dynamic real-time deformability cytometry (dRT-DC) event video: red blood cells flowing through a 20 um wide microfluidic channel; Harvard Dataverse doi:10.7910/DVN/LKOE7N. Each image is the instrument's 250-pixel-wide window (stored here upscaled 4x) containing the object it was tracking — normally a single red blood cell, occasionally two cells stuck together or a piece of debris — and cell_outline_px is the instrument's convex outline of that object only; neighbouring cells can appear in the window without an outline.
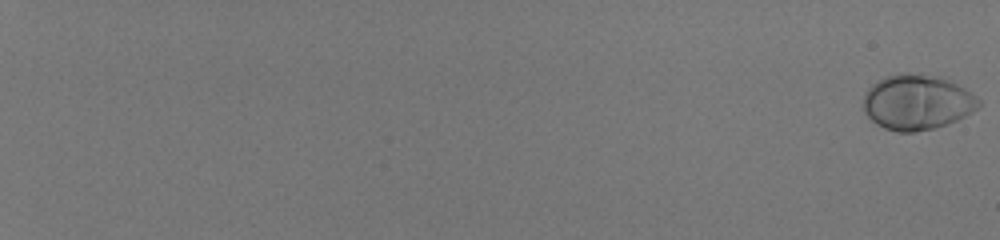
{"species": "human", "species_latin": "Homo sapiens", "temperature_condition": "room temperature", "stored_images_in_passage": 58, "camera_frame_rate_fps": 3000, "um_per_image_px": 0.085, "donor": {"sex": "male"}, "frame": {"image": 1, "passage_image": 1, "time_ms": 0.0, "image_size_px": [1000, 240], "cell_outline_px": [[980, 104], [972, 112], [956, 120], [936, 128], [916, 132], [896, 132], [884, 128], [876, 124], [864, 112], [864, 96], [868, 88], [872, 84], [888, 76], [904, 72], [920, 72], [948, 76], [976, 96], [980, 100]], "centroid_in_image_um": [77.98, 8.65], "position_along_channel_um": 7.0, "area_um2": 37.74}}
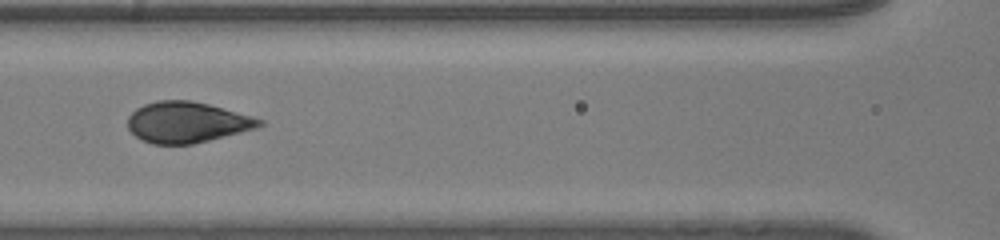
{"frame": {"image": 2, "passage_image": 34, "time_ms": 11.0, "image_size_px": [1000, 240], "cell_outline_px": [[264, 124], [256, 128], [192, 144], [152, 144], [140, 140], [128, 128], [128, 116], [136, 108], [144, 104], [156, 100], [192, 100], [208, 104], [252, 116], [264, 120]], "centroid_in_image_um": [15.86, 10.38], "position_along_channel_um": 150.7, "area_um2": 31.27}}
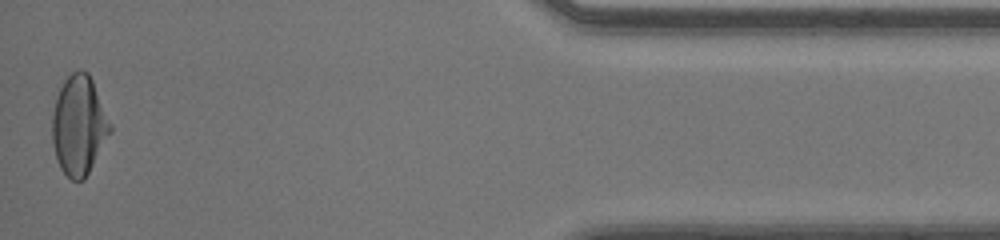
{"frame": {"image": 3, "passage_image": 58, "time_ms": 19.0, "image_size_px": [1000, 240], "cell_outline_px": [[112, 132], [84, 180], [72, 180], [60, 168], [56, 160], [52, 144], [52, 116], [56, 96], [64, 80], [72, 72], [80, 68], [88, 72], [92, 80], [112, 124]], "centroid_in_image_um": [6.71, 10.65], "position_along_channel_um": 428.5, "area_um2": 33.81}, "authors_computed_cell_mechanics": {"area_um2": 33.0038, "velocity_mm_per_s": 4.0913, "shape_relaxation_time_tau1_ms": 3.2745, "shape_relaxation_time_tau2_ms": null, "deformation_change_tau1": 0.1927, "deformation_change_tau2": null}}